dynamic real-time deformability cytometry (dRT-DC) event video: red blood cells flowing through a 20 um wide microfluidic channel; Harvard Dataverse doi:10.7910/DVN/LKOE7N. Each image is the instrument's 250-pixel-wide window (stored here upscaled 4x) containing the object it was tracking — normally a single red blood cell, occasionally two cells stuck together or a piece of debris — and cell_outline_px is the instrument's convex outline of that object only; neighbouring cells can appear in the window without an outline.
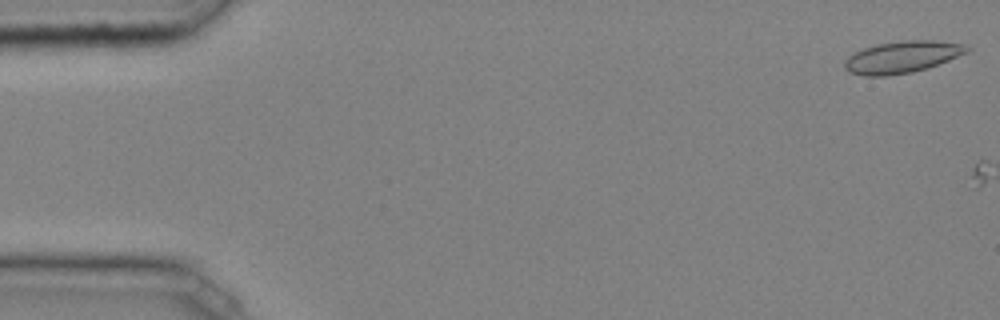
{"species": "common noctule bat (a hibernating species)", "species_latin": "Nyctalus noctula", "temperature_condition": "cold", "stored_images_in_passage": 3, "camera_frame_rate_fps": 3000, "um_per_image_px": 0.085, "animal": {"sex": "male", "body_mass_g": 20.4}, "frame": {"image": 1, "passage_image": 1, "time_ms": 0.0, "image_size_px": [1000, 320], "cell_outline_px": [[972, 48], [968, 52], [928, 68], [912, 72], [884, 76], [864, 76], [848, 72], [844, 68], [844, 60], [848, 56], [864, 48], [876, 44], [900, 40], [932, 40], [964, 44]], "centroid_in_image_um": [76.67, 4.84], "position_along_channel_um": 8.3, "area_um2": 22.83}}